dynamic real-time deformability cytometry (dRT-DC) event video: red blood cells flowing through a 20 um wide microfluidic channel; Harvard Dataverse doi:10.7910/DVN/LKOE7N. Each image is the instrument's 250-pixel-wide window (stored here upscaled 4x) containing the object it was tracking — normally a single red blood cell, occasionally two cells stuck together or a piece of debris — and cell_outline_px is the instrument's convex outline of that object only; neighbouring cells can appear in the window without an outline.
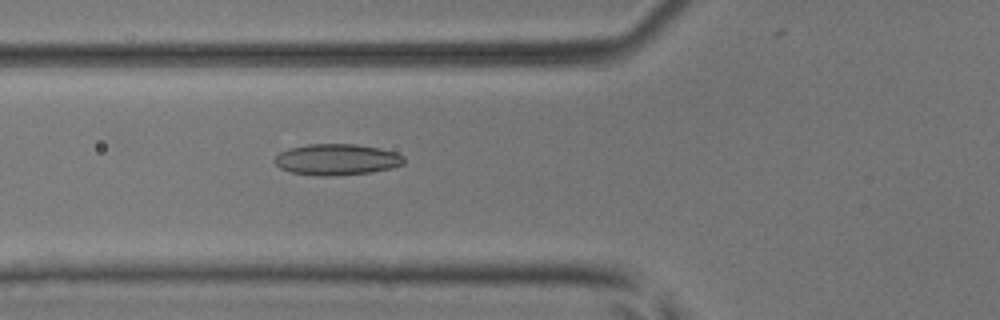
{"species": "common noctule bat (a hibernating species)", "species_latin": "Nyctalus noctula", "temperature_condition": "room temperature", "stored_images_in_passage": 6, "camera_frame_rate_fps": 3000, "um_per_image_px": 0.085, "animal": {"sex": "male", "body_mass_g": 17.9, "forearm_length_mm": 54.2}, "frame": {"image": 1, "passage_image": 6, "time_ms": 1.667, "image_size_px": [1000, 320], "cell_outline_px": [[404, 164], [392, 168], [372, 172], [324, 176], [320, 176], [292, 172], [280, 168], [272, 160], [280, 152], [288, 148], [308, 144], [356, 144], [380, 148], [396, 152], [404, 156]], "centroid_in_image_um": [28.63, 13.55], "position_along_channel_um": 97.2, "area_um2": 23.52}}